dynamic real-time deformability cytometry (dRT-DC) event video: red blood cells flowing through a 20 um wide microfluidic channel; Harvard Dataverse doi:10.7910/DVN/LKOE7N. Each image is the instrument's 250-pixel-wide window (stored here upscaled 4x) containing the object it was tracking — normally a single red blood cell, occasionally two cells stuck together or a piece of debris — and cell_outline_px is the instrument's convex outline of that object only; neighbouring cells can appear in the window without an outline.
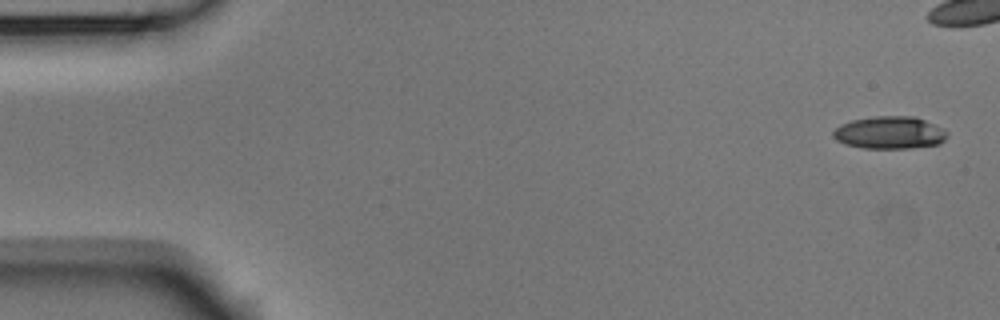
{"species": "Egyptian fruit bat (a non-hibernating species)", "species_latin": "Rousettus aegyptiacus", "temperature_condition": "room temperature", "stored_images_in_passage": 6, "camera_frame_rate_fps": 3000, "um_per_image_px": 0.085, "animal": {"sex": "male"}, "frame": {"image": 1, "passage_image": 1, "time_ms": 0.0, "image_size_px": [1000, 320], "cell_outline_px": [[948, 136], [940, 144], [912, 148], [864, 148], [844, 144], [836, 140], [832, 136], [832, 132], [840, 124], [852, 120], [876, 116], [916, 116], [944, 128], [948, 132]], "centroid_in_image_um": [75.64, 11.27], "position_along_channel_um": 9.4, "area_um2": 21.85}}
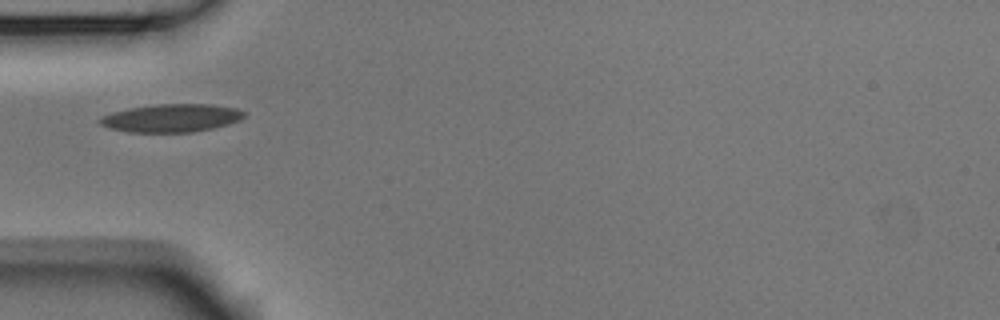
{"frame": {"image": 2, "passage_image": 6, "time_ms": 1.667, "image_size_px": [1000, 320], "cell_outline_px": [[244, 116], [240, 120], [228, 124], [212, 128], [192, 132], [128, 132], [108, 128], [100, 124], [96, 120], [100, 116], [112, 112], [128, 108], [156, 104], [212, 104], [236, 108], [244, 112]], "centroid_in_image_um": [14.52, 10.03], "position_along_channel_um": 70.5, "area_um2": 23.7}}